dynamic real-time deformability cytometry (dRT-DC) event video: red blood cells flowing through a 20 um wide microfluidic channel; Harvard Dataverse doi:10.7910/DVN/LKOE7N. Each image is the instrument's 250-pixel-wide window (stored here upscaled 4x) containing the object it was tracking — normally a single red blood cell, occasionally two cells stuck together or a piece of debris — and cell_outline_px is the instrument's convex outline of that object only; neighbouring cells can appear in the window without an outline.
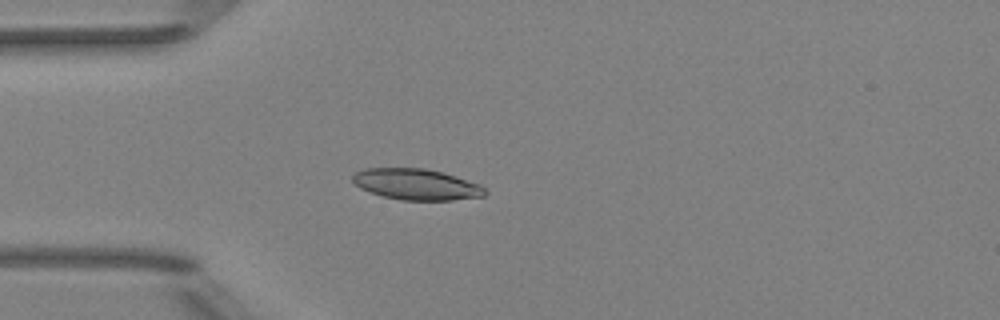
{"species": "Egyptian fruit bat (a non-hibernating species)", "species_latin": "Rousettus aegyptiacus", "temperature_condition": "room temperature", "stored_images_in_passage": 5, "camera_frame_rate_fps": 3000, "um_per_image_px": 0.085, "animal": {"sex": "female"}, "frame": {"image": 1, "passage_image": 5, "time_ms": 4.667, "image_size_px": [1000, 320], "cell_outline_px": [[488, 192], [484, 196], [452, 200], [400, 200], [384, 196], [360, 188], [352, 180], [352, 172], [364, 168], [424, 168], [444, 172], [480, 184]], "centroid_in_image_um": [35.39, 15.66], "position_along_channel_um": 49.6, "area_um2": 24.04}}